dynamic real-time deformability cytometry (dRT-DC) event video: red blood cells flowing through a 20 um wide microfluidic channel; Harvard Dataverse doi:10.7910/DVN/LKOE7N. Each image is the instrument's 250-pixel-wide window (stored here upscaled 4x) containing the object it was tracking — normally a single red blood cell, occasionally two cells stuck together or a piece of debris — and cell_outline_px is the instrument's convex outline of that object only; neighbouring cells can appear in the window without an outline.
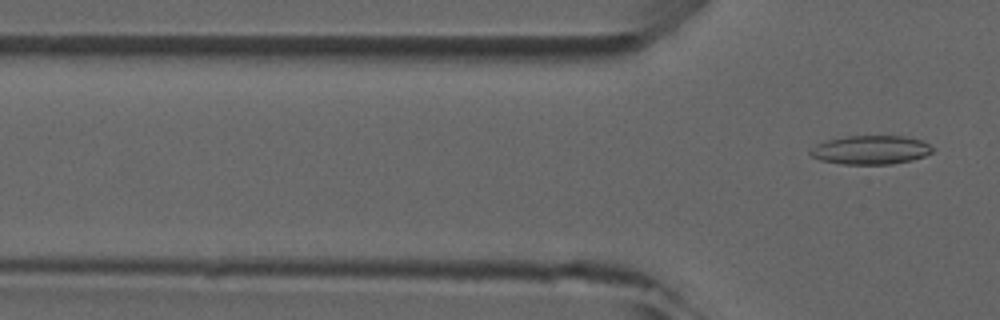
{"species": "common noctule bat (a hibernating species)", "species_latin": "Nyctalus noctula", "temperature_condition": "room temperature", "stored_images_in_passage": 5, "camera_frame_rate_fps": 3000, "um_per_image_px": 0.085, "animal": {"sex": "male", "forearm_length_mm": 52.5}, "frame": {"image": 1, "passage_image": 5, "time_ms": 5.0, "image_size_px": [1000, 320], "cell_outline_px": [[936, 148], [932, 152], [924, 156], [912, 160], [892, 164], [844, 164], [820, 160], [812, 156], [808, 152], [816, 144], [828, 140], [848, 136], [904, 136], [920, 140]], "centroid_in_image_um": [74.03, 12.74], "position_along_channel_um": 51.8, "area_um2": 20.46}}